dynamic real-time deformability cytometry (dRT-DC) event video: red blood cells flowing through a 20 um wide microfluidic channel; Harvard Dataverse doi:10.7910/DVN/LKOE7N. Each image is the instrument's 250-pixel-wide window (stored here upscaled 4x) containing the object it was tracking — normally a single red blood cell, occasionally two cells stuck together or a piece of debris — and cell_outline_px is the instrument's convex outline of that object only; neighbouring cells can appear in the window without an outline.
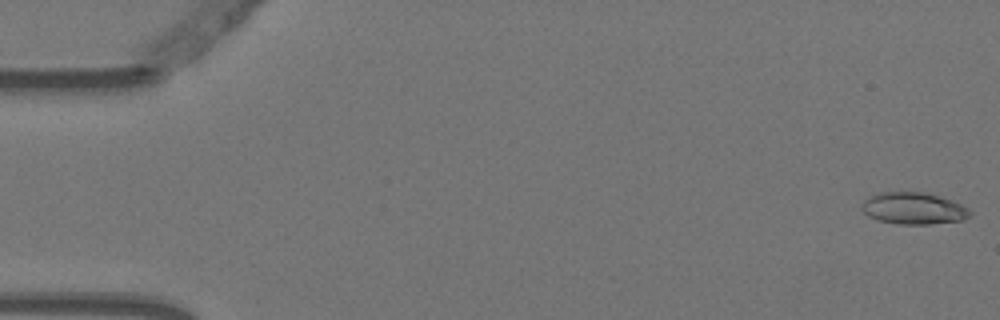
{"species": "Egyptian fruit bat (a non-hibernating species)", "species_latin": "Rousettus aegyptiacus", "temperature_condition": "warm", "stored_images_in_passage": 6, "camera_frame_rate_fps": 3000, "um_per_image_px": 0.085, "animal": {"sex": "female"}, "frame": {"image": 1, "passage_image": 1, "time_ms": 0.0, "image_size_px": [1000, 320], "cell_outline_px": [[972, 216], [964, 220], [928, 224], [896, 224], [880, 220], [868, 216], [860, 208], [864, 200], [880, 192], [924, 192], [940, 196], [952, 200], [968, 208], [972, 212]], "centroid_in_image_um": [77.68, 17.71], "position_along_channel_um": 7.3, "area_um2": 20.11}}